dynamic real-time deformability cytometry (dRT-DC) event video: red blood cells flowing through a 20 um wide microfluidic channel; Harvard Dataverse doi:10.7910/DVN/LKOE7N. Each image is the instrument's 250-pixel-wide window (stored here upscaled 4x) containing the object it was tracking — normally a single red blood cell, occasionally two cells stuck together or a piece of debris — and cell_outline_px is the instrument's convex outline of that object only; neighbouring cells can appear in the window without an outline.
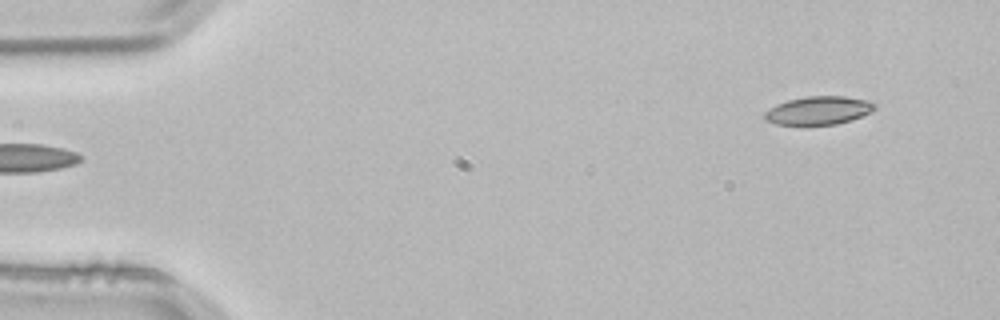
{"species": "common noctule bat (a hibernating species)", "species_latin": "Nyctalus noctula", "temperature_condition": "room temperature", "stored_images_in_passage": 4, "segment_of_instrument_passage": [2, 2], "camera_frame_rate_fps": 3000, "um_per_image_px": 0.085, "animal": {"sex": "male", "body_mass_g": 21.5, "forearm_length_mm": 52.0}, "frame": {"image": 1, "passage_image": 4, "time_ms": 1.0, "image_size_px": [1000, 320], "cell_outline_px": [[876, 108], [852, 120], [836, 124], [776, 124], [764, 120], [764, 112], [776, 104], [788, 100], [804, 96], [844, 96], [868, 100], [876, 104]], "centroid_in_image_um": [69.56, 9.37], "position_along_channel_um": 15.4, "area_um2": 18.03}}